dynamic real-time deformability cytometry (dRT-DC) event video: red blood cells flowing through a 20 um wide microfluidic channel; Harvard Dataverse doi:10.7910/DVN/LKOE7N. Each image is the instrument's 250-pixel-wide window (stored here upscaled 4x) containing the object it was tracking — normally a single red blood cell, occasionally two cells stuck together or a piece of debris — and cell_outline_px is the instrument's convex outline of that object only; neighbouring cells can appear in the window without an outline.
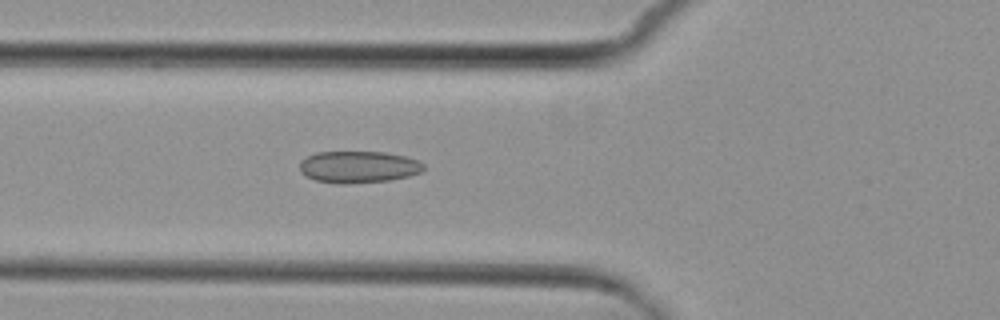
{"species": "common noctule bat (a hibernating species)", "species_latin": "Nyctalus noctula", "temperature_condition": "cold", "stored_images_in_passage": 4, "camera_frame_rate_fps": 3000, "um_per_image_px": 0.085, "animal": {"sex": "female", "body_mass_g": 29.2, "forearm_length_mm": 56.3}, "frame": {"image": 1, "passage_image": 4, "time_ms": 3.333, "image_size_px": [1000, 320], "cell_outline_px": [[424, 168], [420, 172], [408, 176], [388, 180], [348, 184], [336, 184], [316, 180], [300, 172], [300, 160], [316, 152], [384, 152], [404, 156], [416, 160], [424, 164]], "centroid_in_image_um": [30.44, 14.19], "position_along_channel_um": 95.4, "area_um2": 22.89}}